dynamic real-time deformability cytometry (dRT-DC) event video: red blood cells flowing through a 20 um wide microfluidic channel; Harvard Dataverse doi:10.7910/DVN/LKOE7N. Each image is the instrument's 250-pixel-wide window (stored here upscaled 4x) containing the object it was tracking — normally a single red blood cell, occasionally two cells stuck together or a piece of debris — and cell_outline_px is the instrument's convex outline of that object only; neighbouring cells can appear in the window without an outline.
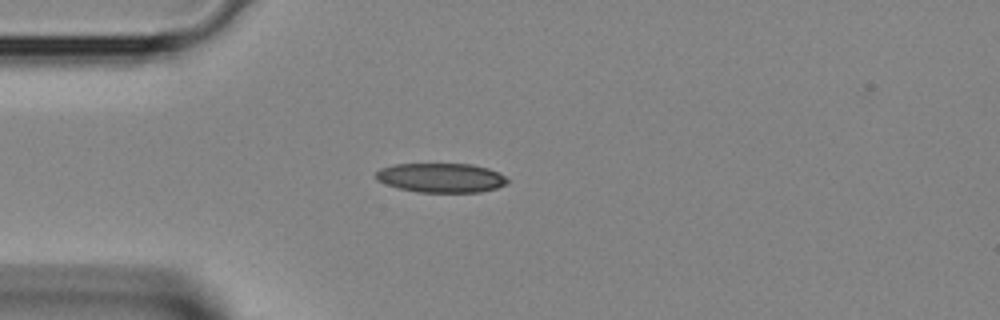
{"species": "Egyptian fruit bat (a non-hibernating species)", "species_latin": "Rousettus aegyptiacus", "temperature_condition": "room temperature", "stored_images_in_passage": 2, "camera_frame_rate_fps": 3000, "um_per_image_px": 0.085, "animal": {"sex": "female"}, "frame": {"image": 1, "passage_image": 2, "time_ms": 0.333, "image_size_px": [1000, 320], "cell_outline_px": [[508, 184], [496, 188], [480, 192], [416, 192], [384, 184], [376, 180], [376, 172], [380, 168], [396, 164], [472, 164], [488, 168], [504, 176], [508, 180]], "centroid_in_image_um": [37.47, 15.11], "position_along_channel_um": 47.5, "area_um2": 22.48}}